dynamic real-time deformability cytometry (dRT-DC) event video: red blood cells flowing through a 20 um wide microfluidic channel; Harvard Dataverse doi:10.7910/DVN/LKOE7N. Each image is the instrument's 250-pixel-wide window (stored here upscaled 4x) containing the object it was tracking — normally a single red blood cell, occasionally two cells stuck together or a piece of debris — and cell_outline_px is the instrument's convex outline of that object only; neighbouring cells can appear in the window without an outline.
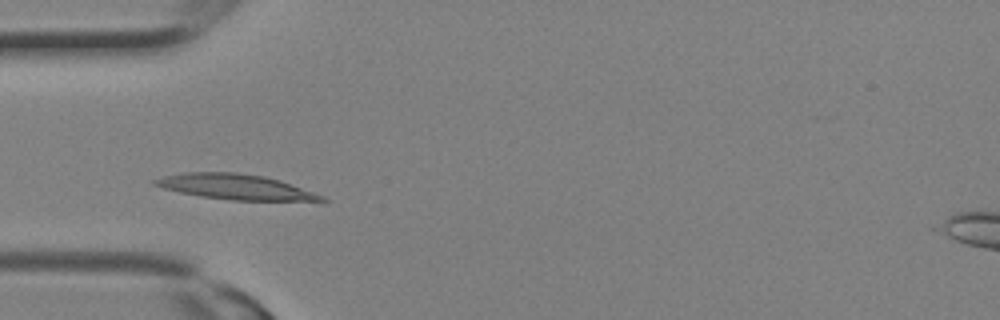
{"species": "Egyptian fruit bat (a non-hibernating species)", "species_latin": "Rousettus aegyptiacus", "temperature_condition": "room temperature", "stored_images_in_passage": 27, "camera_frame_rate_fps": 3000, "um_per_image_px": 0.085, "animal": {"sex": "female"}, "frame": {"image": 1, "passage_image": 6, "time_ms": 1.667, "image_size_px": [1000, 320], "cell_outline_px": [[328, 200], [232, 200], [200, 196], [180, 192], [164, 188], [152, 184], [152, 180], [164, 176], [184, 172], [236, 172], [264, 176], [280, 180], [324, 196]], "centroid_in_image_um": [19.95, 15.87], "position_along_channel_um": 65.0, "area_um2": 24.16}}
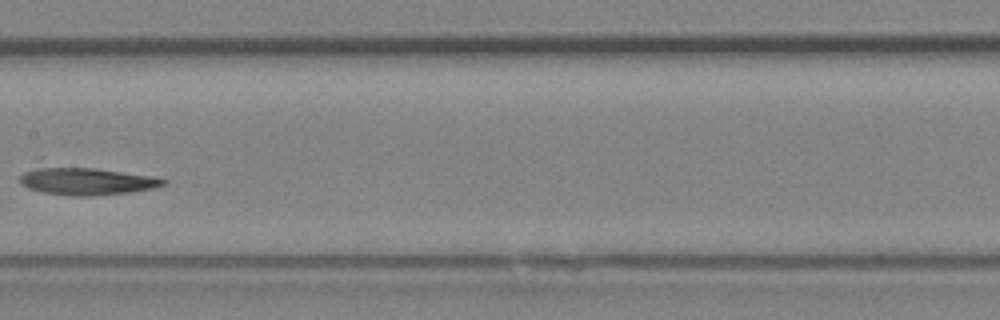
{"frame": {"image": 2, "passage_image": 12, "time_ms": 3.667, "image_size_px": [1000, 320], "cell_outline_px": [[168, 180], [164, 184], [152, 188], [132, 192], [92, 196], [72, 196], [44, 192], [28, 188], [20, 184], [20, 176], [36, 156], [156, 176]], "centroid_in_image_um": [7.08, 15.2], "position_along_channel_um": 200.3, "area_um2": 26.65}}
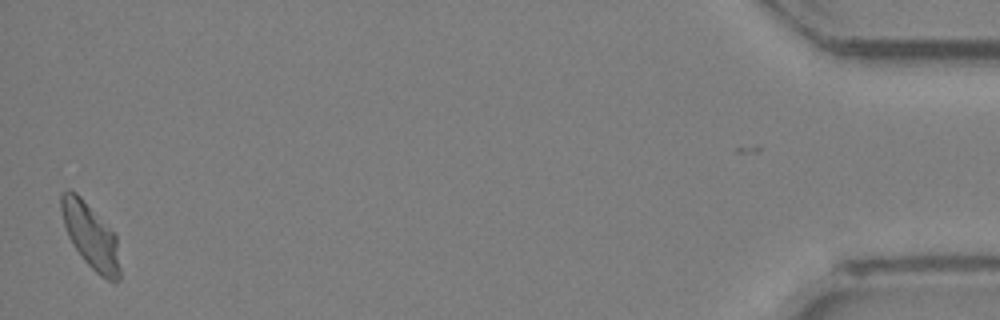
{"frame": {"image": 3, "passage_image": 26, "time_ms": 8.333, "image_size_px": [1000, 320], "cell_outline_px": [[120, 280], [108, 280], [100, 276], [84, 260], [72, 244], [68, 236], [64, 224], [60, 208], [60, 192], [68, 188], [76, 192], [80, 196], [116, 236], [120, 268]], "centroid_in_image_um": [7.67, 20.03], "position_along_channel_um": 427.5, "area_um2": 21.96}}